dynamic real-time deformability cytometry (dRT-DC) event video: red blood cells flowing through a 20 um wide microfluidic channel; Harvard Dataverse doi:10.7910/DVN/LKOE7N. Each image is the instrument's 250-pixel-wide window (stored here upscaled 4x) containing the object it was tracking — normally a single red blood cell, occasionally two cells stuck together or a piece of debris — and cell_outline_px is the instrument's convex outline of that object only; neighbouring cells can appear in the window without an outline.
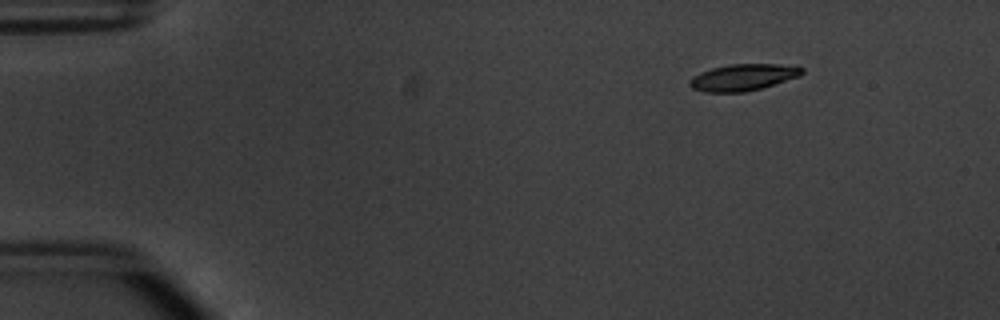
{"species": "common noctule bat (a hibernating species)", "species_latin": "Nyctalus noctula", "temperature_condition": "warm", "stored_images_in_passage": 47, "camera_frame_rate_fps": 3000, "um_per_image_px": 0.085, "animal": {"sex": "male", "body_mass_g": 20.1, "forearm_length_mm": 53.5}, "frame": {"image": 1, "passage_image": 1, "time_ms": 0.0, "image_size_px": [1000, 320], "cell_outline_px": [[804, 72], [800, 76], [760, 88], [744, 92], [704, 92], [692, 88], [688, 84], [688, 80], [692, 76], [700, 72], [712, 68], [728, 64], [796, 64], [804, 68]], "centroid_in_image_um": [63.17, 6.55], "position_along_channel_um": 21.8, "area_um2": 17.63}}
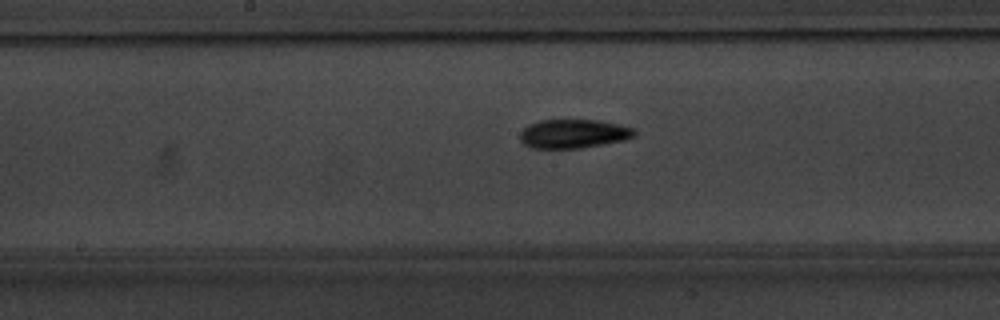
{"frame": {"image": 2, "passage_image": 22, "time_ms": 7.0, "image_size_px": [1000, 320], "cell_outline_px": [[636, 132], [632, 136], [624, 140], [580, 148], [532, 148], [524, 144], [520, 140], [520, 132], [528, 124], [540, 120], [600, 120], [620, 124], [632, 128]], "centroid_in_image_um": [48.71, 11.36], "position_along_channel_um": 199.5, "area_um2": 19.19}}
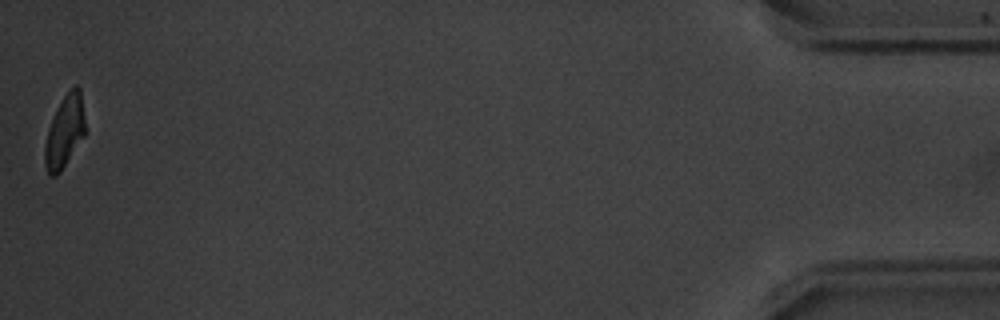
{"frame": {"image": 3, "passage_image": 47, "time_ms": 15.333, "image_size_px": [1000, 320], "cell_outline_px": [[84, 136], [60, 172], [56, 176], [48, 176], [44, 164], [44, 144], [48, 128], [64, 96], [76, 84], [80, 88], [84, 116]], "centroid_in_image_um": [5.47, 11.24], "position_along_channel_um": 429.7, "area_um2": 16.7}, "authors_computed_cell_mechanics": {"area_um2": 18.2648, "velocity_mm_per_s": 3.8225, "shape_relaxation_time_tau1_ms": 3.1291, "shape_relaxation_time_tau2_ms": 3.0713, "deformation_change_tau1": 0.162, "deformation_change_tau2": 0.0882}}